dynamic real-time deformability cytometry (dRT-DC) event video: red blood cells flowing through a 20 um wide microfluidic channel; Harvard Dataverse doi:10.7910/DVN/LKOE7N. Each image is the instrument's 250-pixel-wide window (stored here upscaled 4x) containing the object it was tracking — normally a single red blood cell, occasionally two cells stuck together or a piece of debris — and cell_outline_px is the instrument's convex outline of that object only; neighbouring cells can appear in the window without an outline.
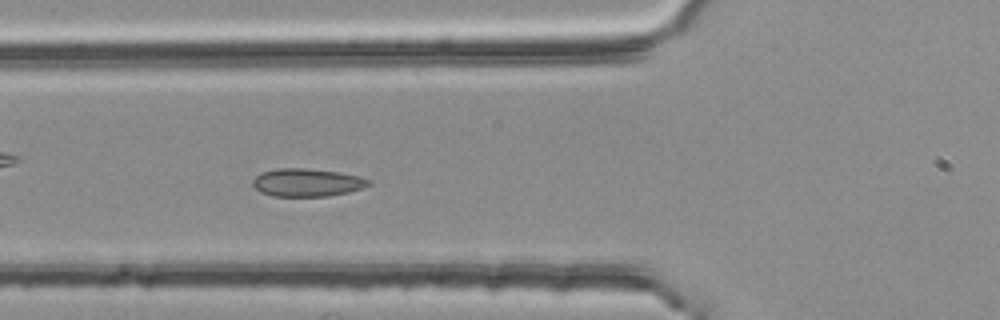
{"species": "common noctule bat (a hibernating species)", "species_latin": "Nyctalus noctula", "temperature_condition": "room temperature", "stored_images_in_passage": 51, "camera_frame_rate_fps": 3000, "um_per_image_px": 0.085, "animal": {"sex": "female", "body_mass_g": 25.1}, "frame": {"image": 1, "passage_image": 18, "time_ms": 5.667, "image_size_px": [1000, 320], "cell_outline_px": [[372, 184], [348, 192], [328, 196], [272, 196], [260, 192], [252, 184], [252, 180], [256, 176], [264, 172], [276, 168], [304, 168], [340, 172], [360, 176], [372, 180]], "centroid_in_image_um": [26.11, 15.51], "position_along_channel_um": 99.7, "area_um2": 18.9}}
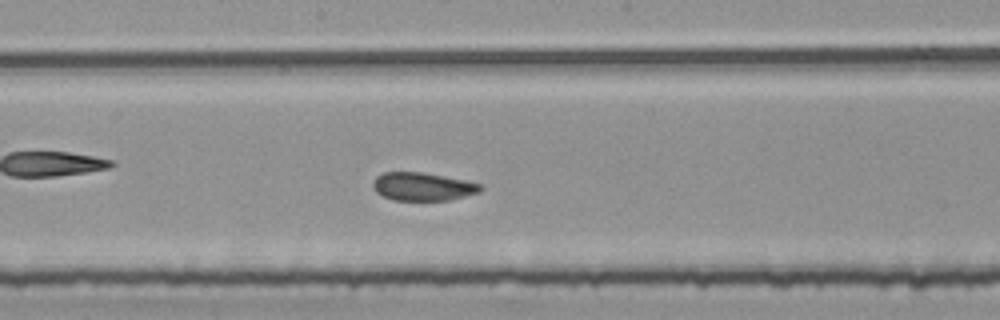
{"frame": {"image": 2, "passage_image": 27, "time_ms": 8.667, "image_size_px": [1000, 320], "cell_outline_px": [[484, 188], [480, 192], [448, 200], [392, 200], [376, 192], [372, 188], [372, 184], [376, 176], [384, 172], [424, 172], [464, 180], [480, 184]], "centroid_in_image_um": [35.91, 15.85], "position_along_channel_um": 212.3, "area_um2": 17.63}}
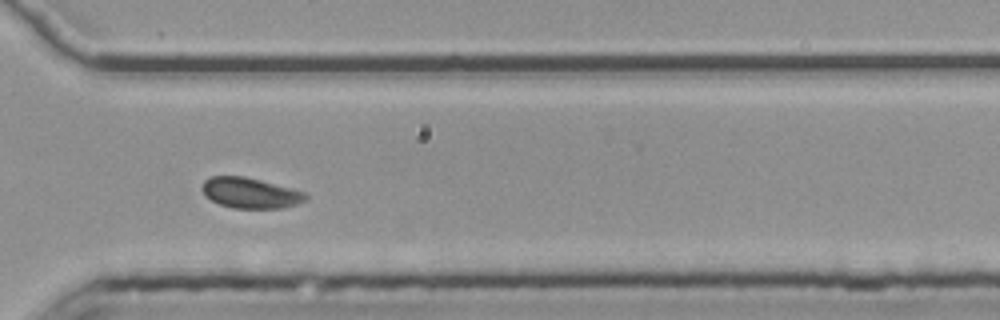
{"frame": {"image": 3, "passage_image": 38, "time_ms": 12.333, "image_size_px": [1000, 320], "cell_outline_px": [[308, 196], [304, 200], [296, 204], [284, 208], [232, 208], [220, 204], [204, 196], [200, 188], [204, 180], [212, 176], [244, 176], [308, 192]], "centroid_in_image_um": [21.26, 16.4], "position_along_channel_um": 349.3, "area_um2": 18.55}, "authors_computed_cell_mechanics": {"area_um2": 18.9584, "velocity_mm_per_s": 3.737, "shape_relaxation_time_tau1_ms": null, "shape_relaxation_time_tau2_ms": 0.784, "deformation_change_tau1": null, "deformation_change_tau2": 0.0482}}